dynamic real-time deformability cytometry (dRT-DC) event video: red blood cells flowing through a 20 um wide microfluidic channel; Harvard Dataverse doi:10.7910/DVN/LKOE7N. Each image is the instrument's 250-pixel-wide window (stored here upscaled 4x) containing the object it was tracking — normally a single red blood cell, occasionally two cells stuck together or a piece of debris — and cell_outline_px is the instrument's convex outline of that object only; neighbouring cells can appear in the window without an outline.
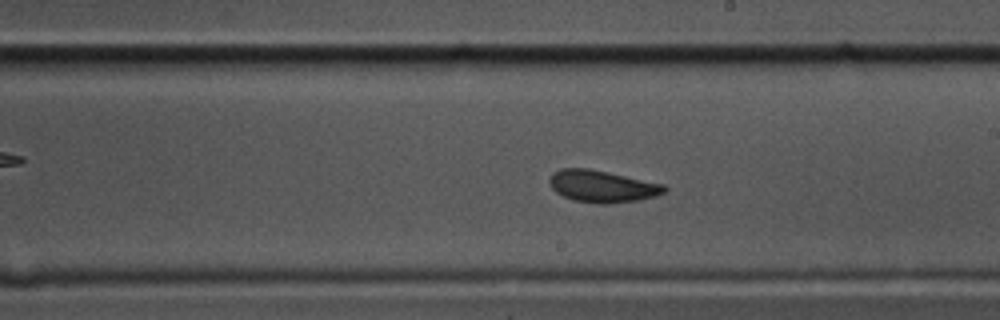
{"species": "common noctule bat (a hibernating species)", "species_latin": "Nyctalus noctula", "temperature_condition": "cold", "stored_images_in_passage": 53, "camera_frame_rate_fps": 3000, "um_per_image_px": 0.085, "animal": {"sex": "male", "body_mass_g": 17.5, "forearm_length_mm": 52.3}, "frame": {"image": 1, "passage_image": 30, "time_ms": 9.667, "image_size_px": [1000, 320], "cell_outline_px": [[668, 188], [664, 192], [656, 196], [640, 200], [608, 204], [600, 204], [572, 200], [556, 192], [552, 188], [548, 180], [552, 172], [560, 168], [588, 168], [608, 172], [664, 184]], "centroid_in_image_um": [51.17, 15.84], "position_along_channel_um": 237.8, "area_um2": 21.56}}
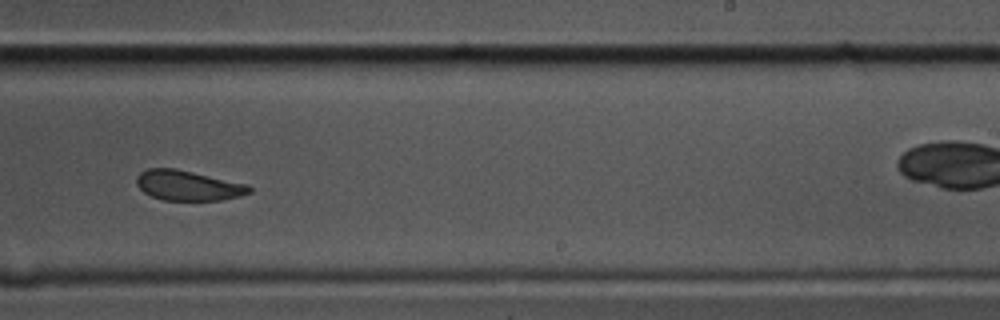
{"frame": {"image": 2, "passage_image": 33, "time_ms": 10.667, "image_size_px": [1000, 320], "cell_outline_px": [[252, 192], [240, 196], [220, 200], [164, 200], [152, 196], [144, 192], [136, 184], [136, 176], [140, 172], [148, 168], [176, 168], [248, 184], [252, 188]], "centroid_in_image_um": [15.99, 15.76], "position_along_channel_um": 273.0, "area_um2": 19.83}}
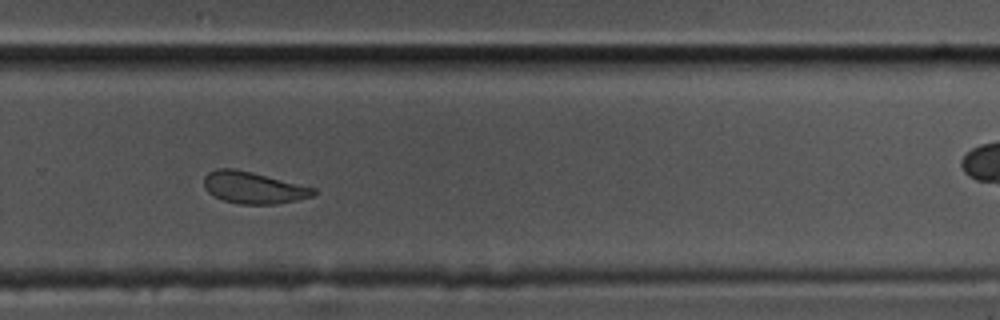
{"frame": {"image": 3, "passage_image": 36, "time_ms": 11.667, "image_size_px": [1000, 320], "cell_outline_px": [[316, 192], [312, 196], [296, 200], [276, 204], [240, 204], [224, 200], [212, 196], [204, 188], [204, 176], [208, 172], [216, 168], [236, 168], [316, 188]], "centroid_in_image_um": [21.5, 15.94], "position_along_channel_um": 308.3, "area_um2": 20.35}, "authors_computed_cell_mechanics": {"area_um2": 21.2704, "velocity_mm_per_s": 3.5173, "shape_relaxation_time_tau1_ms": 9.1628, "shape_relaxation_time_tau2_ms": 1.5524, "deformation_change_tau1": 0.1332, "deformation_change_tau2": 0.0637}}